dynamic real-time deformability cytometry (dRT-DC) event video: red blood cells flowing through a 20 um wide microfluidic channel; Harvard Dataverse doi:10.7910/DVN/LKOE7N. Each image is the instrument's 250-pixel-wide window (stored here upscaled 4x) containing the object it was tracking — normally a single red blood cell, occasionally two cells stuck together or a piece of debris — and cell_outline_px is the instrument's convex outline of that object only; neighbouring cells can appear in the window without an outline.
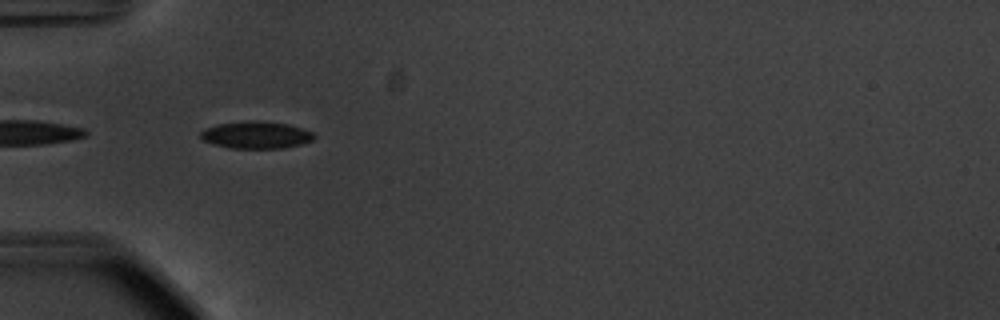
{"species": "common noctule bat (a hibernating species)", "species_latin": "Nyctalus noctula", "temperature_condition": "warm", "stored_images_in_passage": 15, "camera_frame_rate_fps": 3000, "um_per_image_px": 0.085, "animal": {"sex": "male", "body_mass_g": 20.1, "forearm_length_mm": 53.5}, "frame": {"image": 1, "passage_image": 1, "time_ms": 0.0, "image_size_px": [1000, 320], "cell_outline_px": [[316, 136], [312, 140], [300, 144], [284, 148], [232, 148], [212, 144], [204, 140], [200, 136], [200, 132], [204, 128], [216, 124], [248, 120], [256, 120], [288, 124], [312, 132]], "centroid_in_image_um": [21.73, 11.46], "position_along_channel_um": 63.3, "area_um2": 17.98}}
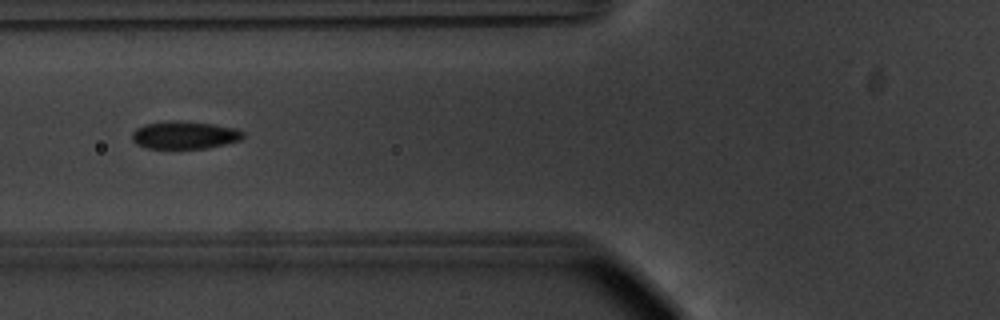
{"frame": {"image": 2, "passage_image": 5, "time_ms": 1.333, "image_size_px": [1000, 320], "cell_outline_px": [[244, 136], [240, 140], [224, 144], [204, 148], [148, 148], [136, 144], [132, 140], [132, 132], [136, 128], [144, 124], [172, 120], [176, 120], [212, 124], [236, 128], [244, 132]], "centroid_in_image_um": [15.66, 11.47], "position_along_channel_um": 110.1, "area_um2": 17.86}}